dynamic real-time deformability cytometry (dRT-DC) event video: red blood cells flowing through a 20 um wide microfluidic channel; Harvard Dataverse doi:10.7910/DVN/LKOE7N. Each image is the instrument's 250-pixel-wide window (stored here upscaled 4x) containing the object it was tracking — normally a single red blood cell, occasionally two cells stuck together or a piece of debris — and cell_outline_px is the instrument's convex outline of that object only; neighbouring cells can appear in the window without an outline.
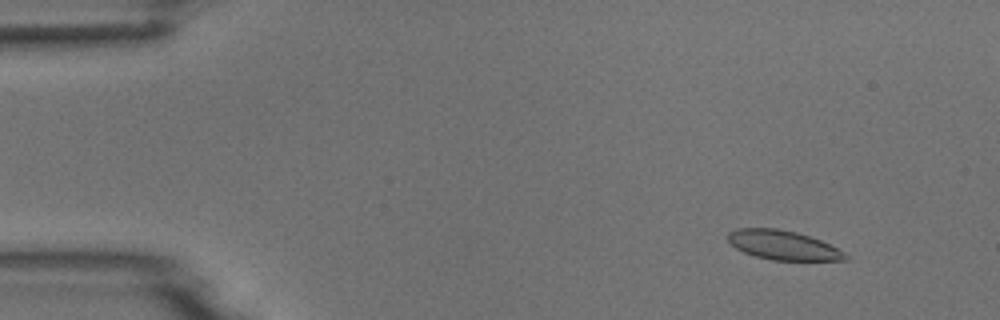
{"species": "common noctule bat (a hibernating species)", "species_latin": "Nyctalus noctula", "temperature_condition": "room temperature", "stored_images_in_passage": 5, "camera_frame_rate_fps": 3000, "um_per_image_px": 0.085, "animal": {"sex": "male", "body_mass_g": 18.8}, "frame": {"image": 1, "passage_image": 1, "time_ms": 0.0, "image_size_px": [1000, 320], "cell_outline_px": [[848, 260], [772, 260], [756, 256], [744, 252], [736, 248], [728, 240], [728, 232], [736, 228], [776, 228], [796, 232], [820, 240], [844, 252], [848, 256]], "centroid_in_image_um": [66.54, 20.83], "position_along_channel_um": 18.5, "area_um2": 19.83}}